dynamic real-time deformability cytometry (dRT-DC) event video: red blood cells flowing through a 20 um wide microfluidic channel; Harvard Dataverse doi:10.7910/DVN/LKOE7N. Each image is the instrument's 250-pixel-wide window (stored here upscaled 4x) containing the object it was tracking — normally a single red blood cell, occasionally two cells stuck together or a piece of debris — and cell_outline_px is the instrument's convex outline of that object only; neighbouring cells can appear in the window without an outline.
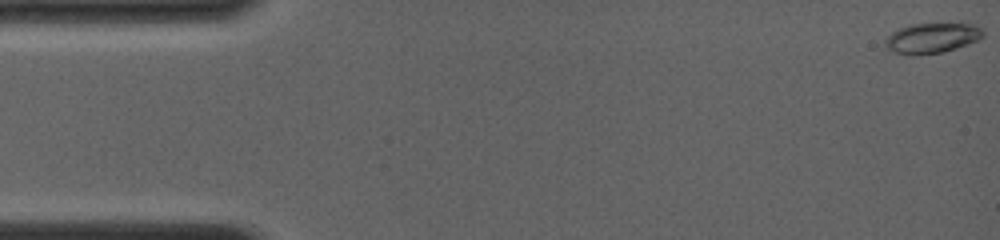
{"species": "common noctule bat (a hibernating species)", "species_latin": "Nyctalus noctula", "temperature_condition": "room temperature", "stored_images_in_passage": 7, "camera_frame_rate_fps": 4000, "um_per_image_px": 0.085, "animal": {"sex": "female", "body_mass_g": 19.0, "forearm_length_mm": 56.7}, "frame": {"image": 1, "passage_image": 1, "time_ms": 0.0, "image_size_px": [1000, 240], "cell_outline_px": [[984, 36], [968, 44], [956, 48], [940, 52], [892, 52], [884, 48], [884, 40], [892, 32], [908, 24], [960, 20], [972, 24], [980, 28]], "centroid_in_image_um": [79.25, 3.13], "position_along_channel_um": 5.7, "area_um2": 17.4}}
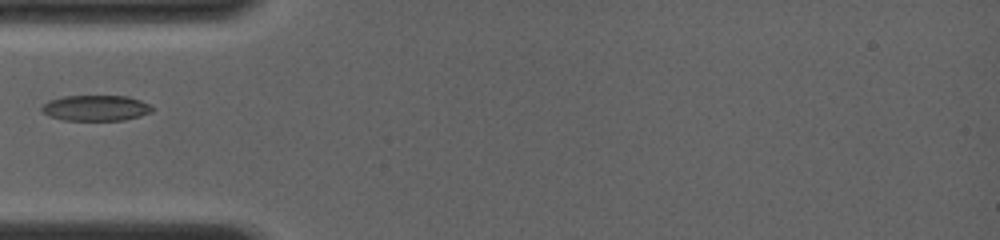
{"frame": {"image": 2, "passage_image": 6, "time_ms": 5.0, "image_size_px": [1000, 240], "cell_outline_px": [[152, 112], [140, 116], [124, 120], [64, 120], [48, 116], [40, 112], [40, 108], [48, 100], [64, 96], [128, 96], [140, 100], [148, 104], [152, 108]], "centroid_in_image_um": [8.1, 9.18], "position_along_channel_um": 76.9, "area_um2": 16.59}}
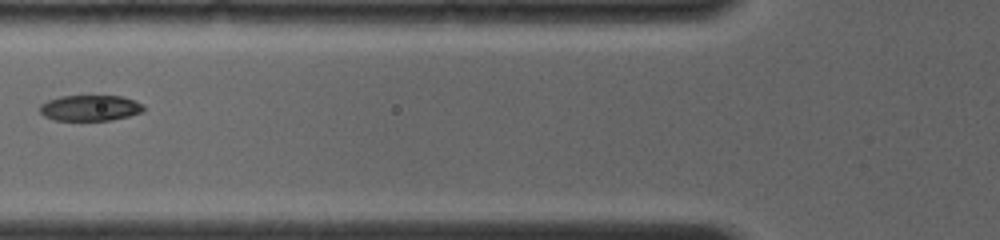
{"frame": {"image": 3, "passage_image": 7, "time_ms": 6.0, "image_size_px": [1000, 240], "cell_outline_px": [[144, 112], [112, 120], [52, 120], [44, 116], [40, 112], [40, 104], [48, 100], [60, 96], [124, 96], [144, 104]], "centroid_in_image_um": [7.68, 9.17], "position_along_channel_um": 118.1, "area_um2": 15.72}}